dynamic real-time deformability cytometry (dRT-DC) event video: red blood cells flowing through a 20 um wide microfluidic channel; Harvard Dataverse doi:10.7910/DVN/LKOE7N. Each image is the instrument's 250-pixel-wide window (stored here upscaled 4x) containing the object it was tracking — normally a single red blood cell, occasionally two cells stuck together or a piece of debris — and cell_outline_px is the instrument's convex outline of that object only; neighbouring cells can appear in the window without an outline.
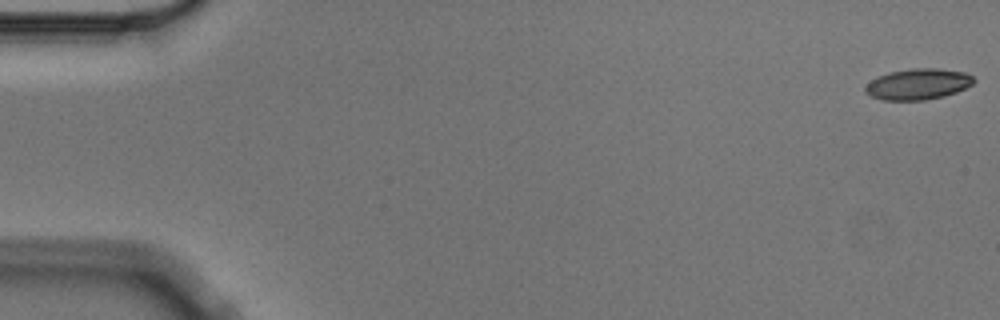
{"species": "Egyptian fruit bat (a non-hibernating species)", "species_latin": "Rousettus aegyptiacus", "temperature_condition": "cold", "stored_images_in_passage": 6, "segment_of_instrument_passage": [1, 2], "camera_frame_rate_fps": 3000, "um_per_image_px": 0.085, "animal": {"sex": "male"}, "frame": {"image": 1, "passage_image": 1, "time_ms": 0.0, "image_size_px": [1000, 320], "cell_outline_px": [[976, 80], [972, 84], [956, 92], [944, 96], [924, 100], [884, 100], [872, 96], [864, 92], [864, 88], [876, 76], [888, 72], [912, 68], [940, 68], [964, 72], [972, 76]], "centroid_in_image_um": [78.03, 7.14], "position_along_channel_um": 7.0, "area_um2": 19.59}}
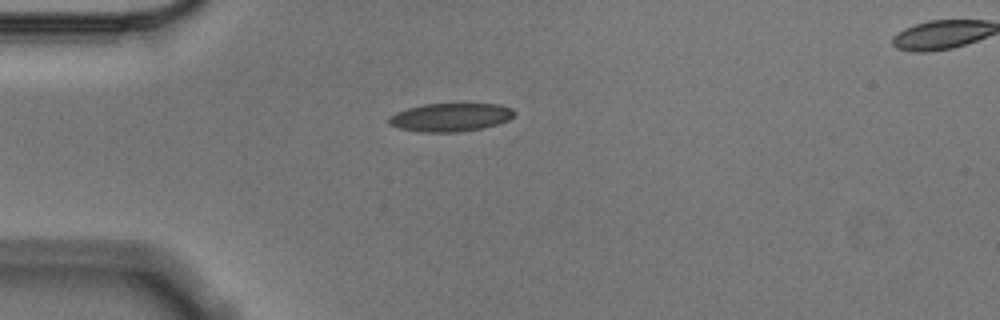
{"frame": {"image": 2, "passage_image": 5, "time_ms": 1.333, "image_size_px": [1000, 320], "cell_outline_px": [[516, 112], [508, 120], [496, 124], [480, 128], [460, 132], [424, 132], [400, 128], [388, 124], [388, 116], [396, 112], [408, 108], [424, 104], [500, 104], [512, 108]], "centroid_in_image_um": [38.27, 9.96], "position_along_channel_um": 46.7, "area_um2": 20.58}}